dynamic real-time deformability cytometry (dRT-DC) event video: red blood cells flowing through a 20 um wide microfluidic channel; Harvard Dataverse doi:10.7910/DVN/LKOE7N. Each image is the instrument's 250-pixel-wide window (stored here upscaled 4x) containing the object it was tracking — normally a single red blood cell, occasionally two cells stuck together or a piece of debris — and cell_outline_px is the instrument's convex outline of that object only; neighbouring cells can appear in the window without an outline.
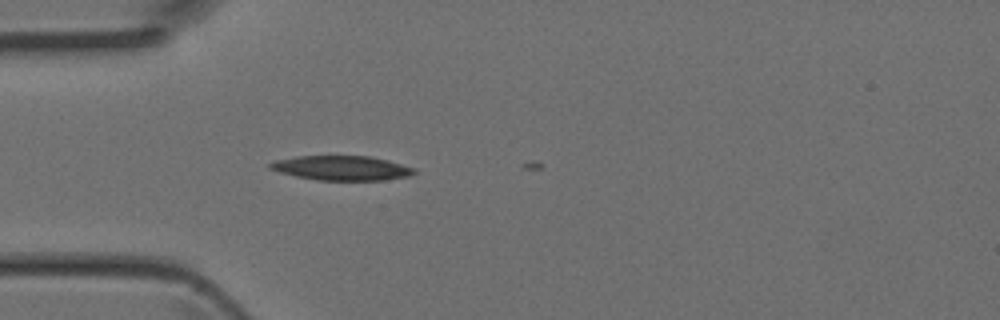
{"species": "Egyptian fruit bat (a non-hibernating species)", "species_latin": "Rousettus aegyptiacus", "temperature_condition": "room temperature", "stored_images_in_passage": 2, "camera_frame_rate_fps": 3000, "um_per_image_px": 0.085, "animal": {"sex": "female"}, "frame": {"image": 1, "passage_image": 1, "time_ms": 0.0, "image_size_px": [1000, 320], "cell_outline_px": [[416, 172], [408, 176], [384, 180], [316, 180], [296, 176], [280, 172], [268, 168], [268, 164], [272, 160], [296, 156], [368, 156], [388, 160], [416, 168]], "centroid_in_image_um": [29.01, 14.27], "position_along_channel_um": 56.0, "area_um2": 20.69}}